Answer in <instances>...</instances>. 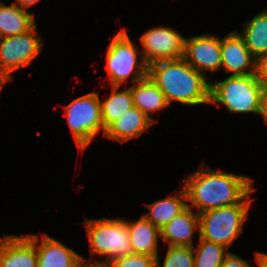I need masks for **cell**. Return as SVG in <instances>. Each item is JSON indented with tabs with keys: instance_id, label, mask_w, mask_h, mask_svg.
I'll return each mask as SVG.
<instances>
[{
	"instance_id": "8992f818",
	"label": "cell",
	"mask_w": 267,
	"mask_h": 267,
	"mask_svg": "<svg viewBox=\"0 0 267 267\" xmlns=\"http://www.w3.org/2000/svg\"><path fill=\"white\" fill-rule=\"evenodd\" d=\"M210 88V104H223L230 113L259 112L262 86L256 74L228 76L223 81L215 79Z\"/></svg>"
},
{
	"instance_id": "5bb4252c",
	"label": "cell",
	"mask_w": 267,
	"mask_h": 267,
	"mask_svg": "<svg viewBox=\"0 0 267 267\" xmlns=\"http://www.w3.org/2000/svg\"><path fill=\"white\" fill-rule=\"evenodd\" d=\"M186 207L160 229L161 239L168 246L193 247V234L200 233L199 214Z\"/></svg>"
},
{
	"instance_id": "7a4b0ae2",
	"label": "cell",
	"mask_w": 267,
	"mask_h": 267,
	"mask_svg": "<svg viewBox=\"0 0 267 267\" xmlns=\"http://www.w3.org/2000/svg\"><path fill=\"white\" fill-rule=\"evenodd\" d=\"M148 76L165 95L169 105L172 101L189 106L210 104L208 76L194 69L183 57L148 65Z\"/></svg>"
},
{
	"instance_id": "d4e9b609",
	"label": "cell",
	"mask_w": 267,
	"mask_h": 267,
	"mask_svg": "<svg viewBox=\"0 0 267 267\" xmlns=\"http://www.w3.org/2000/svg\"><path fill=\"white\" fill-rule=\"evenodd\" d=\"M256 75L262 87H267V55L257 59Z\"/></svg>"
},
{
	"instance_id": "6da1fadb",
	"label": "cell",
	"mask_w": 267,
	"mask_h": 267,
	"mask_svg": "<svg viewBox=\"0 0 267 267\" xmlns=\"http://www.w3.org/2000/svg\"><path fill=\"white\" fill-rule=\"evenodd\" d=\"M253 179L211 169L201 163L199 168L182 181L187 194V206L197 213L239 204L253 189ZM189 202L191 205H189Z\"/></svg>"
},
{
	"instance_id": "4dcf8cb0",
	"label": "cell",
	"mask_w": 267,
	"mask_h": 267,
	"mask_svg": "<svg viewBox=\"0 0 267 267\" xmlns=\"http://www.w3.org/2000/svg\"><path fill=\"white\" fill-rule=\"evenodd\" d=\"M4 85H5V82L0 78V93L2 92Z\"/></svg>"
},
{
	"instance_id": "8fae6325",
	"label": "cell",
	"mask_w": 267,
	"mask_h": 267,
	"mask_svg": "<svg viewBox=\"0 0 267 267\" xmlns=\"http://www.w3.org/2000/svg\"><path fill=\"white\" fill-rule=\"evenodd\" d=\"M222 69L230 76L256 74L257 59L237 30L221 38Z\"/></svg>"
},
{
	"instance_id": "83f0119b",
	"label": "cell",
	"mask_w": 267,
	"mask_h": 267,
	"mask_svg": "<svg viewBox=\"0 0 267 267\" xmlns=\"http://www.w3.org/2000/svg\"><path fill=\"white\" fill-rule=\"evenodd\" d=\"M255 262L259 267H267V254L256 251Z\"/></svg>"
},
{
	"instance_id": "3957f363",
	"label": "cell",
	"mask_w": 267,
	"mask_h": 267,
	"mask_svg": "<svg viewBox=\"0 0 267 267\" xmlns=\"http://www.w3.org/2000/svg\"><path fill=\"white\" fill-rule=\"evenodd\" d=\"M89 242L91 257L106 256L93 265H105L109 260L133 253L130 234L123 218H87L82 222Z\"/></svg>"
},
{
	"instance_id": "484cf974",
	"label": "cell",
	"mask_w": 267,
	"mask_h": 267,
	"mask_svg": "<svg viewBox=\"0 0 267 267\" xmlns=\"http://www.w3.org/2000/svg\"><path fill=\"white\" fill-rule=\"evenodd\" d=\"M221 267H252V266L250 265L248 261L230 252L225 257L224 262L222 263Z\"/></svg>"
},
{
	"instance_id": "277c9868",
	"label": "cell",
	"mask_w": 267,
	"mask_h": 267,
	"mask_svg": "<svg viewBox=\"0 0 267 267\" xmlns=\"http://www.w3.org/2000/svg\"><path fill=\"white\" fill-rule=\"evenodd\" d=\"M255 188L239 203L199 213V237L221 244L228 249L242 233L243 223L247 220Z\"/></svg>"
},
{
	"instance_id": "4316f807",
	"label": "cell",
	"mask_w": 267,
	"mask_h": 267,
	"mask_svg": "<svg viewBox=\"0 0 267 267\" xmlns=\"http://www.w3.org/2000/svg\"><path fill=\"white\" fill-rule=\"evenodd\" d=\"M258 114L264 118L267 124V87L262 88Z\"/></svg>"
},
{
	"instance_id": "9c48e42d",
	"label": "cell",
	"mask_w": 267,
	"mask_h": 267,
	"mask_svg": "<svg viewBox=\"0 0 267 267\" xmlns=\"http://www.w3.org/2000/svg\"><path fill=\"white\" fill-rule=\"evenodd\" d=\"M185 37L175 29L153 27L140 37L142 56L148 65L158 61L174 60L183 57Z\"/></svg>"
},
{
	"instance_id": "ffe728a7",
	"label": "cell",
	"mask_w": 267,
	"mask_h": 267,
	"mask_svg": "<svg viewBox=\"0 0 267 267\" xmlns=\"http://www.w3.org/2000/svg\"><path fill=\"white\" fill-rule=\"evenodd\" d=\"M244 29L239 34L246 46L256 58L267 55V9L257 13L253 18L244 22Z\"/></svg>"
},
{
	"instance_id": "44dd1931",
	"label": "cell",
	"mask_w": 267,
	"mask_h": 267,
	"mask_svg": "<svg viewBox=\"0 0 267 267\" xmlns=\"http://www.w3.org/2000/svg\"><path fill=\"white\" fill-rule=\"evenodd\" d=\"M111 87L109 96L104 101L100 100L104 130L134 107L130 87L122 91H118L120 86Z\"/></svg>"
},
{
	"instance_id": "ba28073f",
	"label": "cell",
	"mask_w": 267,
	"mask_h": 267,
	"mask_svg": "<svg viewBox=\"0 0 267 267\" xmlns=\"http://www.w3.org/2000/svg\"><path fill=\"white\" fill-rule=\"evenodd\" d=\"M41 37L35 25L24 33L0 38V78L5 84L14 77L12 72L27 67L39 56L44 43Z\"/></svg>"
},
{
	"instance_id": "9a60e30c",
	"label": "cell",
	"mask_w": 267,
	"mask_h": 267,
	"mask_svg": "<svg viewBox=\"0 0 267 267\" xmlns=\"http://www.w3.org/2000/svg\"><path fill=\"white\" fill-rule=\"evenodd\" d=\"M154 122L137 107H133L105 130V138L125 142L139 137Z\"/></svg>"
},
{
	"instance_id": "52a82bcc",
	"label": "cell",
	"mask_w": 267,
	"mask_h": 267,
	"mask_svg": "<svg viewBox=\"0 0 267 267\" xmlns=\"http://www.w3.org/2000/svg\"><path fill=\"white\" fill-rule=\"evenodd\" d=\"M67 124L73 138L82 152L91 144L100 131L105 134L101 117V104L99 94L95 91L75 98L64 106Z\"/></svg>"
},
{
	"instance_id": "d6986e66",
	"label": "cell",
	"mask_w": 267,
	"mask_h": 267,
	"mask_svg": "<svg viewBox=\"0 0 267 267\" xmlns=\"http://www.w3.org/2000/svg\"><path fill=\"white\" fill-rule=\"evenodd\" d=\"M36 25L34 14L15 3H0V38L15 36L31 30Z\"/></svg>"
},
{
	"instance_id": "7c38bea8",
	"label": "cell",
	"mask_w": 267,
	"mask_h": 267,
	"mask_svg": "<svg viewBox=\"0 0 267 267\" xmlns=\"http://www.w3.org/2000/svg\"><path fill=\"white\" fill-rule=\"evenodd\" d=\"M0 267H37L36 235L0 238Z\"/></svg>"
},
{
	"instance_id": "cb8c5ba5",
	"label": "cell",
	"mask_w": 267,
	"mask_h": 267,
	"mask_svg": "<svg viewBox=\"0 0 267 267\" xmlns=\"http://www.w3.org/2000/svg\"><path fill=\"white\" fill-rule=\"evenodd\" d=\"M105 267H156V257L132 253L126 257L109 260Z\"/></svg>"
},
{
	"instance_id": "f546056e",
	"label": "cell",
	"mask_w": 267,
	"mask_h": 267,
	"mask_svg": "<svg viewBox=\"0 0 267 267\" xmlns=\"http://www.w3.org/2000/svg\"><path fill=\"white\" fill-rule=\"evenodd\" d=\"M82 267H105L104 265L83 264Z\"/></svg>"
},
{
	"instance_id": "e0dca14e",
	"label": "cell",
	"mask_w": 267,
	"mask_h": 267,
	"mask_svg": "<svg viewBox=\"0 0 267 267\" xmlns=\"http://www.w3.org/2000/svg\"><path fill=\"white\" fill-rule=\"evenodd\" d=\"M133 253L158 256V241L161 232L158 227L143 215L137 221L125 220Z\"/></svg>"
},
{
	"instance_id": "603a6c76",
	"label": "cell",
	"mask_w": 267,
	"mask_h": 267,
	"mask_svg": "<svg viewBox=\"0 0 267 267\" xmlns=\"http://www.w3.org/2000/svg\"><path fill=\"white\" fill-rule=\"evenodd\" d=\"M159 255L156 267H161ZM162 267H194L193 247L168 246Z\"/></svg>"
},
{
	"instance_id": "2e32d148",
	"label": "cell",
	"mask_w": 267,
	"mask_h": 267,
	"mask_svg": "<svg viewBox=\"0 0 267 267\" xmlns=\"http://www.w3.org/2000/svg\"><path fill=\"white\" fill-rule=\"evenodd\" d=\"M130 91L134 106L141 110L154 123L157 122V120L152 118L150 114L158 113L162 110L164 111V109L169 107L165 95L149 76L132 84V86H130Z\"/></svg>"
},
{
	"instance_id": "4fadbf2b",
	"label": "cell",
	"mask_w": 267,
	"mask_h": 267,
	"mask_svg": "<svg viewBox=\"0 0 267 267\" xmlns=\"http://www.w3.org/2000/svg\"><path fill=\"white\" fill-rule=\"evenodd\" d=\"M36 251L37 267H82L83 264H92L90 259L85 262L83 256L46 234L42 238L36 235Z\"/></svg>"
},
{
	"instance_id": "7402d4cb",
	"label": "cell",
	"mask_w": 267,
	"mask_h": 267,
	"mask_svg": "<svg viewBox=\"0 0 267 267\" xmlns=\"http://www.w3.org/2000/svg\"><path fill=\"white\" fill-rule=\"evenodd\" d=\"M198 246H193L194 267H221L225 257L230 253L228 248L205 239L198 238Z\"/></svg>"
},
{
	"instance_id": "5b68a950",
	"label": "cell",
	"mask_w": 267,
	"mask_h": 267,
	"mask_svg": "<svg viewBox=\"0 0 267 267\" xmlns=\"http://www.w3.org/2000/svg\"><path fill=\"white\" fill-rule=\"evenodd\" d=\"M105 54V69L112 86H121L125 81L134 84L148 76V64L142 51L138 50L125 28L112 38Z\"/></svg>"
},
{
	"instance_id": "30bf717a",
	"label": "cell",
	"mask_w": 267,
	"mask_h": 267,
	"mask_svg": "<svg viewBox=\"0 0 267 267\" xmlns=\"http://www.w3.org/2000/svg\"><path fill=\"white\" fill-rule=\"evenodd\" d=\"M183 58L203 75L217 72L222 68L221 39L207 33L185 37Z\"/></svg>"
},
{
	"instance_id": "ac0fdd59",
	"label": "cell",
	"mask_w": 267,
	"mask_h": 267,
	"mask_svg": "<svg viewBox=\"0 0 267 267\" xmlns=\"http://www.w3.org/2000/svg\"><path fill=\"white\" fill-rule=\"evenodd\" d=\"M176 194L146 204L149 213L143 216L161 229L187 207V194L183 185Z\"/></svg>"
},
{
	"instance_id": "f1b7e54d",
	"label": "cell",
	"mask_w": 267,
	"mask_h": 267,
	"mask_svg": "<svg viewBox=\"0 0 267 267\" xmlns=\"http://www.w3.org/2000/svg\"><path fill=\"white\" fill-rule=\"evenodd\" d=\"M39 1L40 0H15L13 1V3L21 7L22 9L27 10V8L31 7L32 5H35Z\"/></svg>"
}]
</instances>
